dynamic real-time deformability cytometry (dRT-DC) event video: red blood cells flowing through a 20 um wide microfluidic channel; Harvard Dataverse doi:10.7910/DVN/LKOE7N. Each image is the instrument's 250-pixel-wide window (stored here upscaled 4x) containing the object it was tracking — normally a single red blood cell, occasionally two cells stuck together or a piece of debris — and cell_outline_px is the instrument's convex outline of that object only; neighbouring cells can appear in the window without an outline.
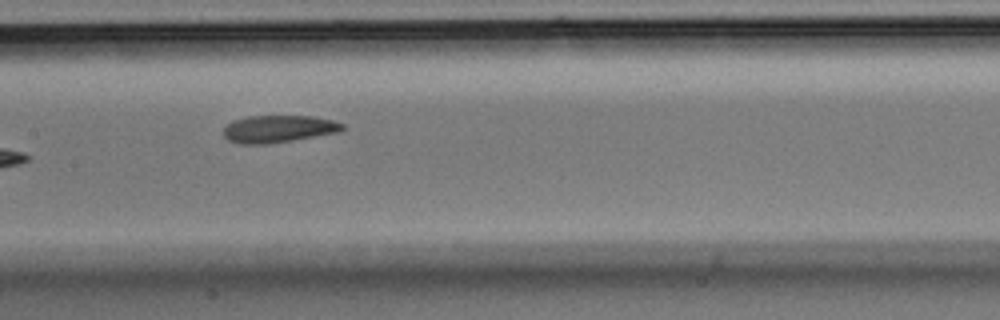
{"species": "Egyptian fruit bat (a non-hibernating species)", "species_latin": "Rousettus aegyptiacus", "temperature_condition": "room temperature", "stored_images_in_passage": 9, "camera_frame_rate_fps": 3000, "um_per_image_px": 0.085, "animal": {"sex": "male"}, "frame": {"image": 1, "passage_image": 8, "time_ms": 2.333, "image_size_px": [1000, 320], "cell_outline_px": [[344, 128], [340, 132], [268, 144], [236, 144], [228, 140], [224, 136], [224, 128], [232, 120], [248, 116], [312, 116], [332, 120], [344, 124]], "centroid_in_image_um": [23.64, 10.96], "position_along_channel_um": 183.8, "area_um2": 18.96}}
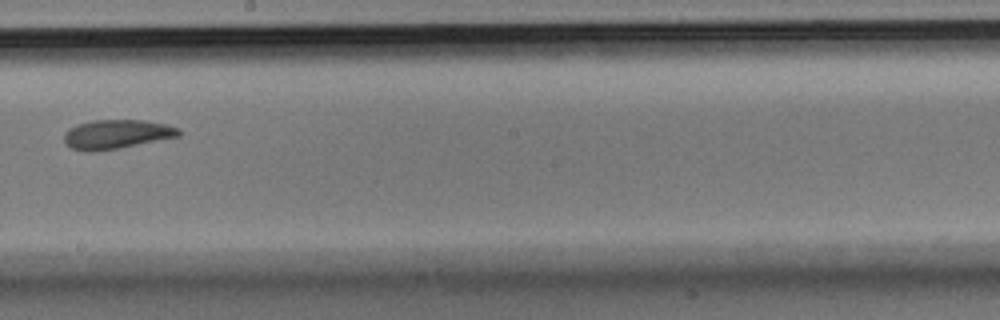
{"frame": {"image": 2, "passage_image": 9, "time_ms": 2.667, "image_size_px": [1000, 320], "cell_outline_px": [[180, 136], [120, 148], [92, 152], [88, 152], [72, 148], [64, 140], [64, 132], [68, 128], [76, 124], [92, 120], [144, 120], [168, 124], [180, 128]], "centroid_in_image_um": [9.92, 11.4], "position_along_channel_um": 238.3, "area_um2": 19.65}}